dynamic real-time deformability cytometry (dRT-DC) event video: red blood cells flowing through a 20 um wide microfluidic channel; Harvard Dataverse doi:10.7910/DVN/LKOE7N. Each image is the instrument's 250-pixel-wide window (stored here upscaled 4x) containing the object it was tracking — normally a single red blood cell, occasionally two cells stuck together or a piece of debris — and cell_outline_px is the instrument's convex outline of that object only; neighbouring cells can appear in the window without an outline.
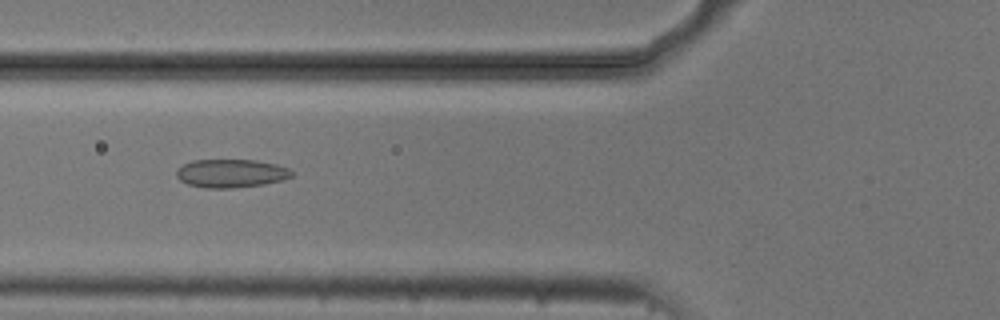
{"species": "common noctule bat (a hibernating species)", "species_latin": "Nyctalus noctula", "temperature_condition": "cold", "stored_images_in_passage": 48, "camera_frame_rate_fps": 3000, "um_per_image_px": 0.085, "animal": {"sex": "male", "body_mass_g": 20.5, "forearm_length_mm": 52.5}, "frame": {"image": 1, "passage_image": 14, "time_ms": 4.333, "image_size_px": [1000, 320], "cell_outline_px": [[292, 176], [284, 180], [264, 184], [228, 188], [204, 188], [188, 184], [180, 180], [176, 176], [176, 168], [192, 160], [256, 160], [276, 164], [288, 168], [292, 172]], "centroid_in_image_um": [19.62, 14.73], "position_along_channel_um": 106.2, "area_um2": 19.07}}
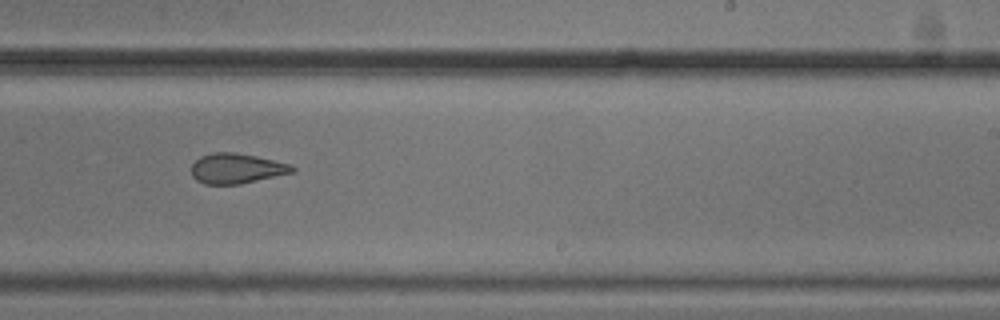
{"frame": {"image": 2, "passage_image": 27, "time_ms": 8.667, "image_size_px": [1000, 320], "cell_outline_px": [[296, 172], [240, 184], [204, 184], [196, 180], [192, 176], [192, 164], [200, 156], [212, 152], [232, 152], [256, 156], [292, 164], [296, 168]], "centroid_in_image_um": [20.13, 14.32], "position_along_channel_um": 268.9, "area_um2": 17.86}}
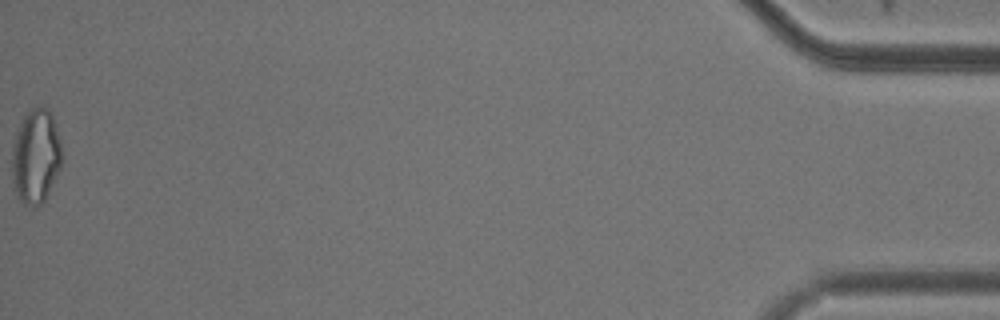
{"frame": {"image": 3, "passage_image": 48, "time_ms": 15.667, "image_size_px": [1000, 320], "cell_outline_px": [[64, 156], [60, 168], [44, 200], [36, 208], [32, 208], [24, 204], [20, 200], [16, 192], [12, 176], [12, 140], [24, 116], [32, 108], [48, 108], [52, 116], [60, 140]], "centroid_in_image_um": [3.04, 13.31], "position_along_channel_um": 432.2, "area_um2": 27.51}, "authors_computed_cell_mechanics": {"area_um2": 20.0277, "velocity_mm_per_s": 3.7428, "shape_relaxation_time_tau1_ms": null, "shape_relaxation_time_tau2_ms": 3.4777, "deformation_change_tau1": null, "deformation_change_tau2": 0.0908}}